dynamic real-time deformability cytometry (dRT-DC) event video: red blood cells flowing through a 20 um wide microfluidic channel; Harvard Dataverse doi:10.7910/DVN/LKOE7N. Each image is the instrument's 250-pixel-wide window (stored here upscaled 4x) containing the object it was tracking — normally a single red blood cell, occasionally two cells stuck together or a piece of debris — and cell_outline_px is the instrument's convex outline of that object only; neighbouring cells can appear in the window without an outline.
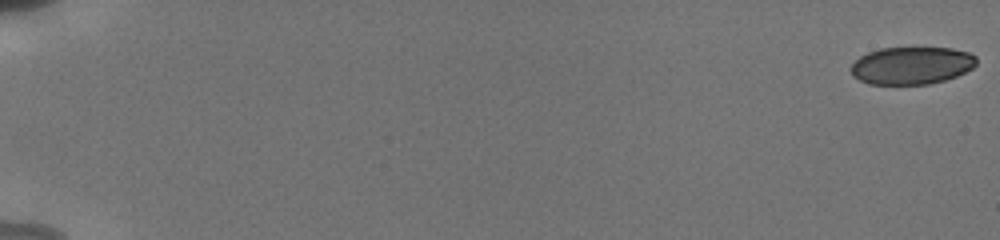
{"species": "human", "species_latin": "Homo sapiens", "temperature_condition": "cold", "stored_images_in_passage": 44, "camera_frame_rate_fps": 3000, "um_per_image_px": 0.085, "donor": {"sex": "male"}, "frame": {"image": 1, "passage_image": 1, "time_ms": 0.0, "image_size_px": [1000, 240], "cell_outline_px": [[976, 64], [972, 68], [956, 76], [944, 80], [928, 84], [868, 84], [852, 76], [852, 64], [860, 56], [868, 52], [880, 48], [952, 48], [968, 52], [976, 56]], "centroid_in_image_um": [77.48, 5.57], "position_along_channel_um": 7.5, "area_um2": 27.34}}